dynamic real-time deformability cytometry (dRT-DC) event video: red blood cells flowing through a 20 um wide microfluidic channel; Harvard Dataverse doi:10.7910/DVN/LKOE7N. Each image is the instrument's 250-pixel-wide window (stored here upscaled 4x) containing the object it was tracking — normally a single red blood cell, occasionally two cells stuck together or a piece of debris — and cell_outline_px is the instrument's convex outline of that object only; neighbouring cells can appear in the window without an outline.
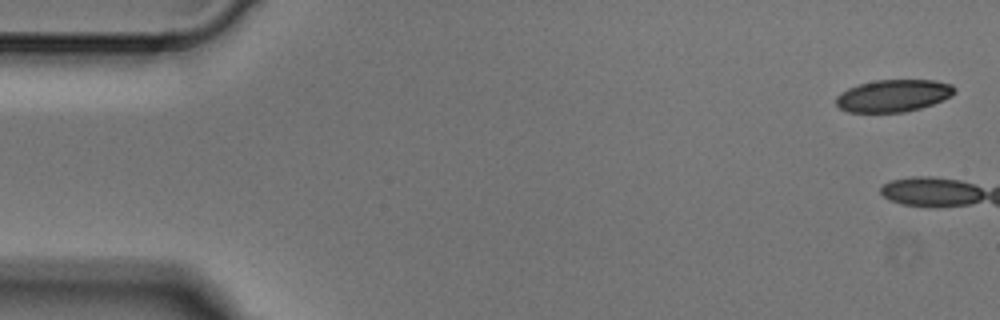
{"species": "Egyptian fruit bat (a non-hibernating species)", "species_latin": "Rousettus aegyptiacus", "temperature_condition": "cold", "stored_images_in_passage": 7, "camera_frame_rate_fps": 3000, "um_per_image_px": 0.085, "animal": {"sex": "male"}, "frame": {"image": 1, "passage_image": 1, "time_ms": 0.0, "image_size_px": [1000, 320], "cell_outline_px": [[956, 92], [952, 96], [932, 104], [920, 108], [904, 112], [848, 112], [840, 108], [836, 104], [836, 96], [840, 92], [848, 88], [860, 84], [876, 80], [932, 80], [952, 84], [956, 88]], "centroid_in_image_um": [75.94, 8.13], "position_along_channel_um": 9.1, "area_um2": 22.25}}